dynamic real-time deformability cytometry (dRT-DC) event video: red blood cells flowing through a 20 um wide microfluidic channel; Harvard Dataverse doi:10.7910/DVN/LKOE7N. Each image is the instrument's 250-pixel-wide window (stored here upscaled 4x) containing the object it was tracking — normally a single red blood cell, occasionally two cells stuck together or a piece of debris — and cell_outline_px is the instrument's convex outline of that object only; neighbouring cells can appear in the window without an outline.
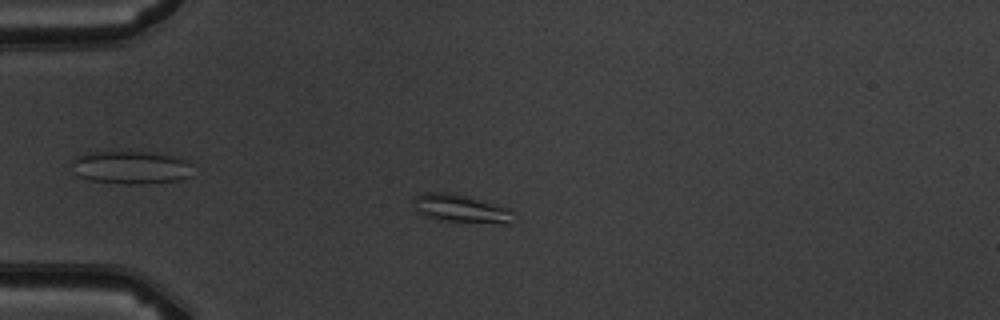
{"species": "common noctule bat (a hibernating species)", "species_latin": "Nyctalus noctula", "temperature_condition": "warm", "stored_images_in_passage": 5, "camera_frame_rate_fps": 3000, "um_per_image_px": 0.085, "animal": {"sex": "male", "body_mass_g": 19.5, "forearm_length_mm": 54.6}, "frame": {"image": 1, "passage_image": 3, "time_ms": 3.333, "image_size_px": [1000, 320], "cell_outline_px": [[512, 224], [504, 224], [440, 220], [416, 212], [412, 204], [412, 200], [416, 196], [424, 192], [452, 192], [508, 208], [512, 212]], "centroid_in_image_um": [39.13, 17.73], "position_along_channel_um": 45.9, "area_um2": 16.3}}